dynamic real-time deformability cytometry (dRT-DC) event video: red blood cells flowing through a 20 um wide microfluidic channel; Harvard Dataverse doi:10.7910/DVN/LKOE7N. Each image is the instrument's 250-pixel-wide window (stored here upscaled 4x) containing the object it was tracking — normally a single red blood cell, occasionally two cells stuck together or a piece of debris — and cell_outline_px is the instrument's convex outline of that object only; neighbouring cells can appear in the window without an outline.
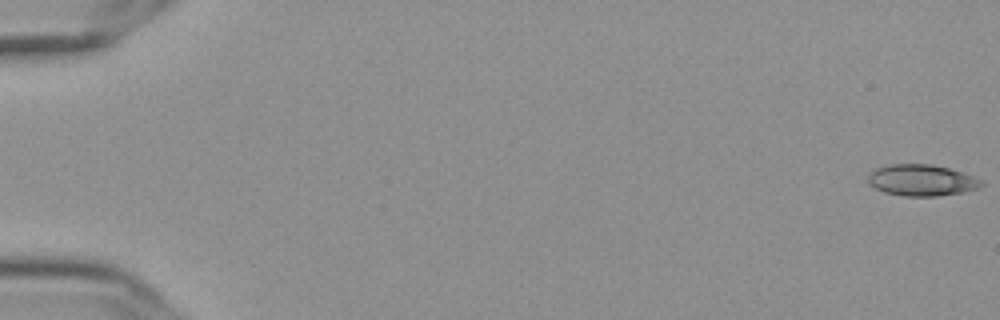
{"species": "Egyptian fruit bat (a non-hibernating species)", "species_latin": "Rousettus aegyptiacus", "temperature_condition": "cold", "stored_images_in_passage": 57, "camera_frame_rate_fps": 3000, "um_per_image_px": 0.085, "frame": {"image": 1, "passage_image": 1, "time_ms": 0.0, "image_size_px": [1000, 320], "cell_outline_px": [[984, 184], [976, 188], [960, 192], [936, 196], [904, 196], [884, 192], [868, 184], [868, 176], [876, 168], [892, 164], [932, 164], [948, 168], [984, 180]], "centroid_in_image_um": [78.32, 15.32], "position_along_channel_um": 6.7, "area_um2": 20.46}}
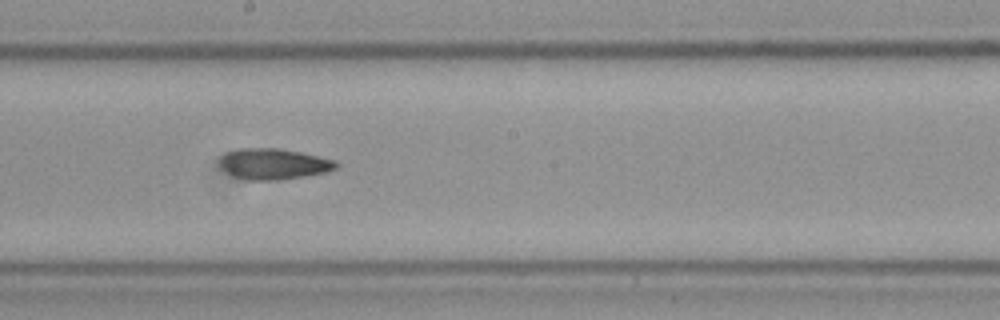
{"frame": {"image": 2, "passage_image": 33, "time_ms": 10.667, "image_size_px": [1000, 320], "cell_outline_px": [[340, 164], [336, 168], [328, 172], [280, 180], [248, 180], [236, 176], [228, 172], [220, 164], [220, 160], [228, 152], [240, 148], [280, 148], [300, 152], [336, 160]], "centroid_in_image_um": [23.34, 13.93], "position_along_channel_um": 224.9, "area_um2": 20.75}}
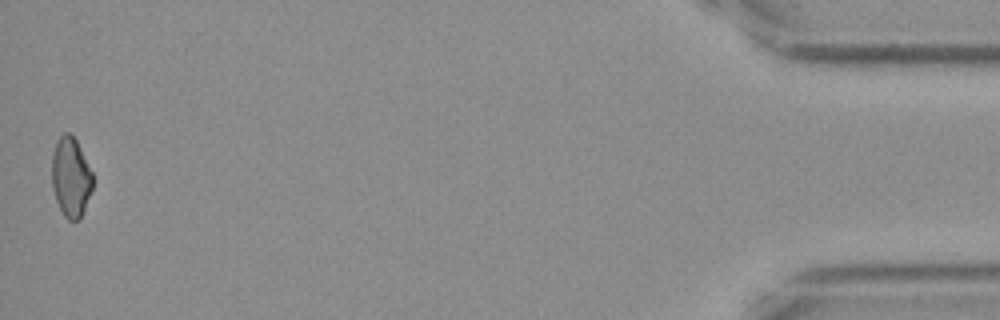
{"frame": {"image": 3, "passage_image": 57, "time_ms": 18.667, "image_size_px": [1000, 320], "cell_outline_px": [[92, 188], [80, 220], [68, 220], [64, 216], [56, 200], [52, 188], [52, 156], [56, 140], [64, 132], [68, 132], [76, 140], [92, 172]], "centroid_in_image_um": [6.0, 15.06], "position_along_channel_um": 429.2, "area_um2": 18.84}, "authors_computed_cell_mechanics": {"area_um2": 20.3456, "velocity_mm_per_s": 3.6239, "shape_relaxation_time_tau1_ms": null, "shape_relaxation_time_tau2_ms": 6.936, "deformation_change_tau1": null, "deformation_change_tau2": 0.1448}}